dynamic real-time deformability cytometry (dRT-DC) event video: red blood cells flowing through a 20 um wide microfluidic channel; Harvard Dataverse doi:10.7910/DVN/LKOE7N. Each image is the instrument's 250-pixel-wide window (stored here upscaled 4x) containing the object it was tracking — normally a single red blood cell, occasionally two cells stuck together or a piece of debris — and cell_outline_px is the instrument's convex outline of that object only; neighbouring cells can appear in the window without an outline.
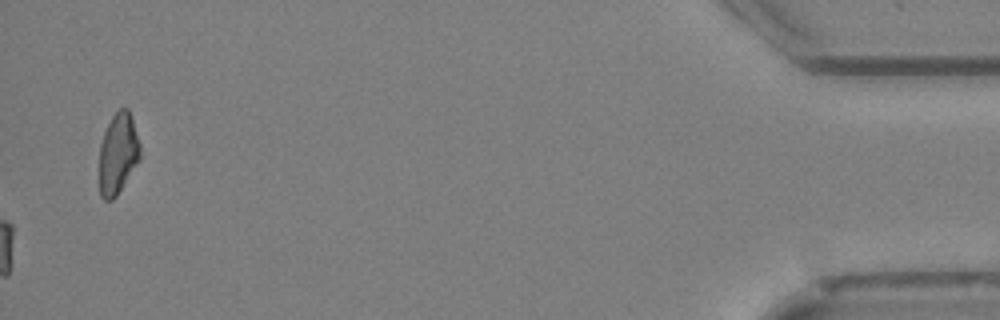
{"species": "Egyptian fruit bat (a non-hibernating species)", "species_latin": "Rousettus aegyptiacus", "temperature_condition": "cold", "stored_images_in_passage": 51, "camera_frame_rate_fps": 3000, "um_per_image_px": 0.085, "animal": {"sex": "female"}, "frame": {"image": 1, "passage_image": 51, "time_ms": 16.667, "image_size_px": [1000, 320], "cell_outline_px": [[140, 160], [116, 196], [112, 200], [104, 200], [100, 196], [100, 144], [104, 132], [112, 116], [120, 108], [128, 108], [132, 116], [140, 144]], "centroid_in_image_um": [10.04, 13.04], "position_along_channel_um": 425.2, "area_um2": 19.25}, "authors_computed_cell_mechanics": {"area_um2": 22.0218, "velocity_mm_per_s": 4.0135, "shape_relaxation_time_tau1_ms": 8.312, "shape_relaxation_time_tau2_ms": null, "deformation_change_tau1": 0.1992, "deformation_change_tau2": null}}